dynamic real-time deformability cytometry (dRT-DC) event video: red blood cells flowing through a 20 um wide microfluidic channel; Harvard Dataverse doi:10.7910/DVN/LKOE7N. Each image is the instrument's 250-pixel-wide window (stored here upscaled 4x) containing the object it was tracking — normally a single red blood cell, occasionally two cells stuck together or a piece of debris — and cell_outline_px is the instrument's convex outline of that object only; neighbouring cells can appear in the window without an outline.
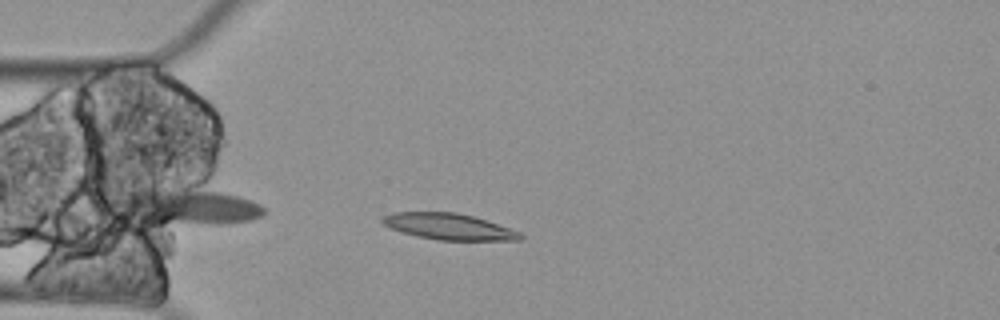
{"species": "Egyptian fruit bat (a non-hibernating species)", "species_latin": "Rousettus aegyptiacus", "temperature_condition": "cold", "stored_images_in_passage": 5, "camera_frame_rate_fps": 3000, "um_per_image_px": 0.085, "animal": {"sex": "female"}, "frame": {"image": 1, "passage_image": 5, "time_ms": 1.333, "image_size_px": [1000, 320], "cell_outline_px": [[524, 236], [520, 240], [436, 240], [416, 236], [392, 228], [384, 224], [380, 220], [380, 216], [392, 212], [456, 212], [472, 216], [520, 232]], "centroid_in_image_um": [38.1, 19.25], "position_along_channel_um": 46.9, "area_um2": 20.87}}